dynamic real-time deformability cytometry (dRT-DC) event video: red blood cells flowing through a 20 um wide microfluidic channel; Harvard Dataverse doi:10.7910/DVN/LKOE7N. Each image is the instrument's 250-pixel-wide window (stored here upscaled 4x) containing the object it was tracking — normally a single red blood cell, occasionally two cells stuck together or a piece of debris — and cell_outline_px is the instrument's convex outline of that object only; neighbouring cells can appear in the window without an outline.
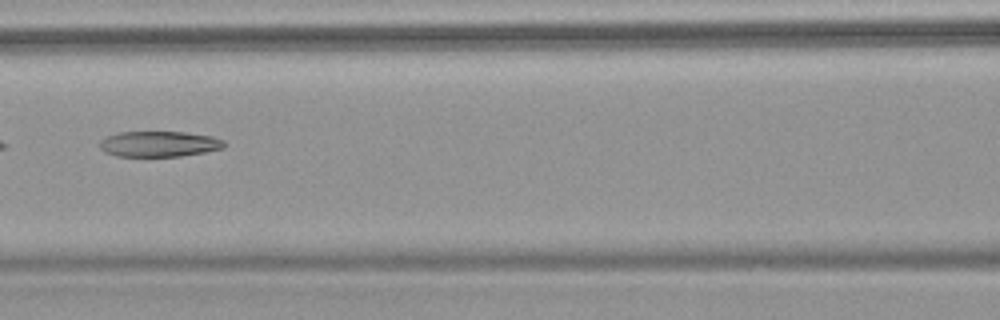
{"species": "common noctule bat (a hibernating species)", "species_latin": "Nyctalus noctula", "temperature_condition": "warm", "stored_images_in_passage": 8, "camera_frame_rate_fps": 3000, "um_per_image_px": 0.085, "animal": {"sex": "female", "body_mass_g": 18.4}, "frame": {"image": 1, "passage_image": 6, "time_ms": 6.0, "image_size_px": [1000, 320], "cell_outline_px": [[224, 148], [204, 152], [180, 156], [116, 156], [104, 152], [100, 148], [100, 140], [108, 136], [120, 132], [184, 132], [212, 136], [224, 140]], "centroid_in_image_um": [13.52, 12.24], "position_along_channel_um": 153.1, "area_um2": 18.5}}
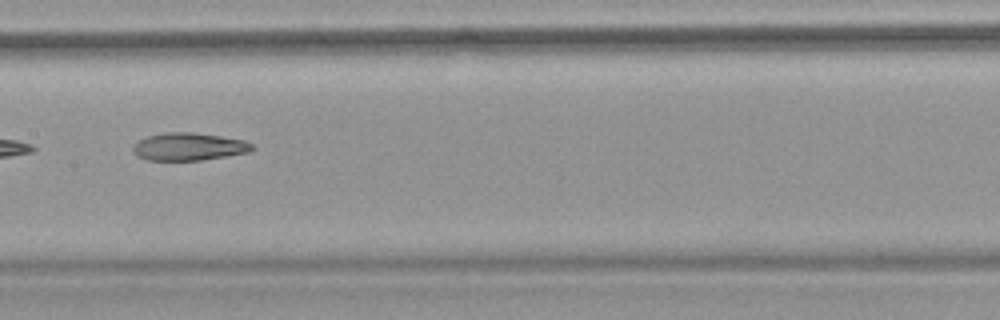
{"frame": {"image": 2, "passage_image": 7, "time_ms": 7.0, "image_size_px": [1000, 320], "cell_outline_px": [[256, 148], [248, 152], [200, 160], [148, 160], [136, 156], [132, 152], [132, 148], [140, 140], [148, 136], [168, 132], [192, 132], [220, 136], [244, 140], [252, 144]], "centroid_in_image_um": [16.04, 12.46], "position_along_channel_um": 191.4, "area_um2": 19.02}}